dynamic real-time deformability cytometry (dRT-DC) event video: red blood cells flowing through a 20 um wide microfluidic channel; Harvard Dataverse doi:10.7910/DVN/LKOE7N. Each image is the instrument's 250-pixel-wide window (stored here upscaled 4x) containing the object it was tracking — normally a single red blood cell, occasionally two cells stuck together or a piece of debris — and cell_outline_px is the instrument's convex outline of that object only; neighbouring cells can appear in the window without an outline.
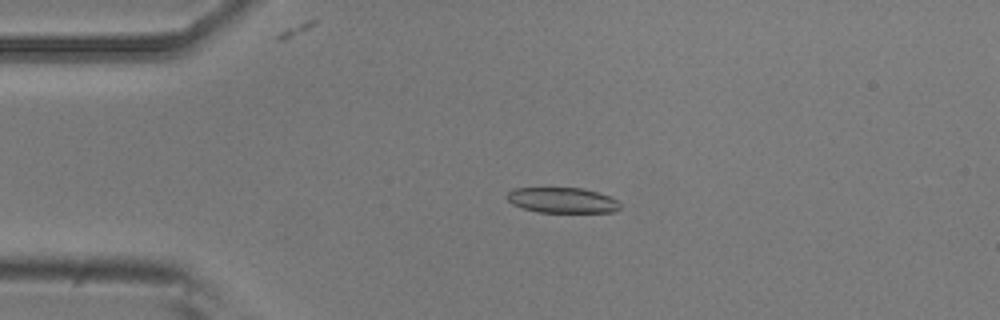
{"species": "common noctule bat (a hibernating species)", "species_latin": "Nyctalus noctula", "temperature_condition": "room temperature", "stored_images_in_passage": 4, "camera_frame_rate_fps": 3000, "um_per_image_px": 0.085, "animal": {"sex": "male", "body_mass_g": 20.5, "forearm_length_mm": 52.5}, "frame": {"image": 1, "passage_image": 3, "time_ms": 0.667, "image_size_px": [1000, 320], "cell_outline_px": [[620, 208], [616, 212], [540, 212], [524, 208], [512, 204], [508, 200], [508, 192], [512, 188], [584, 188], [608, 196], [616, 200], [620, 204]], "centroid_in_image_um": [47.8, 17.02], "position_along_channel_um": 37.2, "area_um2": 16.59}}